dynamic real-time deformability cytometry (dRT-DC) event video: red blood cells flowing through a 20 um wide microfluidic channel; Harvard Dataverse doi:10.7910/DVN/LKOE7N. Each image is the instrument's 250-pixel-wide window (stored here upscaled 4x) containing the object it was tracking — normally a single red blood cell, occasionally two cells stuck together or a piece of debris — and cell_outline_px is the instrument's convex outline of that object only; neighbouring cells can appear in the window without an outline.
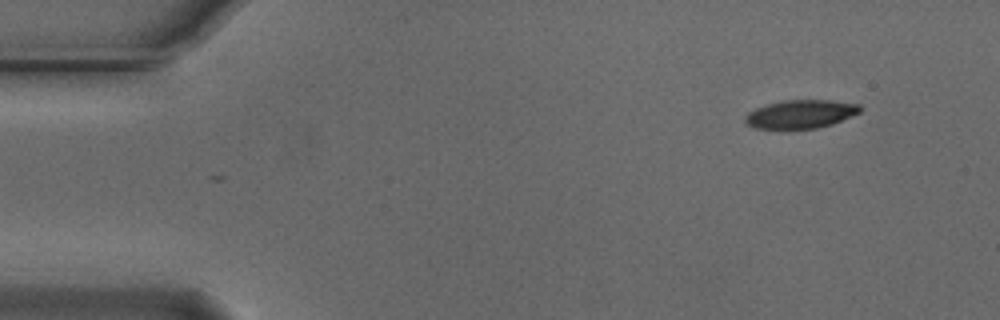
{"species": "Egyptian fruit bat (a non-hibernating species)", "species_latin": "Rousettus aegyptiacus", "temperature_condition": "cold", "stored_images_in_passage": 50, "camera_frame_rate_fps": 3000, "um_per_image_px": 0.085, "animal": {"sex": "male"}, "frame": {"image": 1, "passage_image": 1, "time_ms": 0.0, "image_size_px": [1000, 320], "cell_outline_px": [[860, 112], [832, 124], [816, 128], [756, 128], [748, 124], [744, 120], [744, 116], [748, 112], [756, 108], [780, 100], [832, 100], [860, 104]], "centroid_in_image_um": [68.05, 9.68], "position_along_channel_um": 16.9, "area_um2": 18.84}}
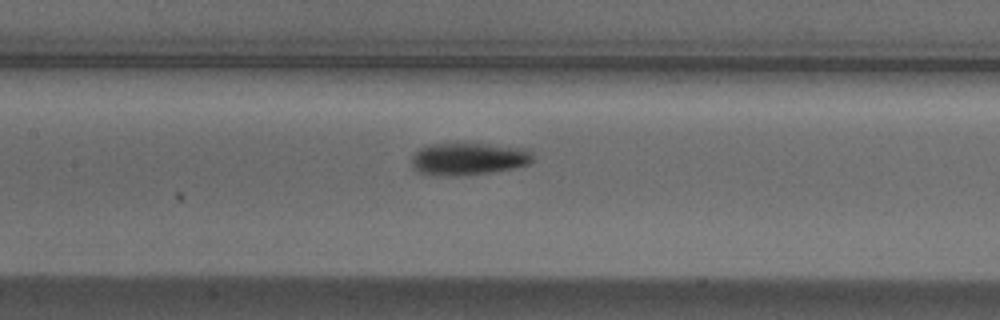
{"frame": {"image": 2, "passage_image": 21, "time_ms": 6.667, "image_size_px": [1000, 320], "cell_outline_px": [[532, 160], [528, 164], [512, 168], [488, 172], [456, 176], [420, 172], [412, 164], [412, 156], [420, 148], [428, 144], [484, 144], [528, 148], [532, 152]], "centroid_in_image_um": [39.85, 13.48], "position_along_channel_um": 167.5, "area_um2": 22.31}}
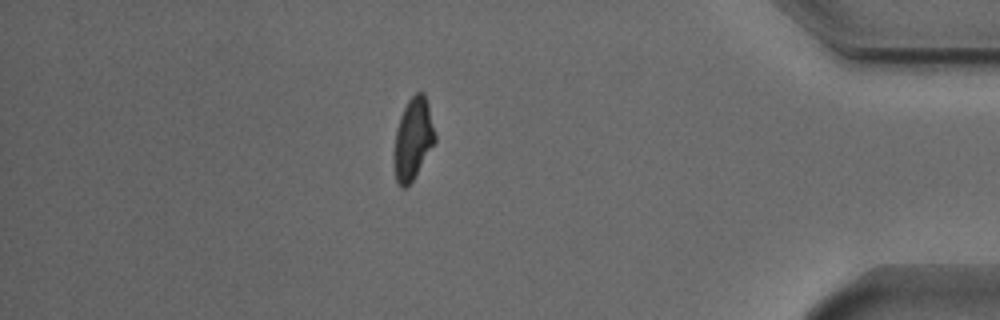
{"frame": {"image": 3, "passage_image": 43, "time_ms": 14.0, "image_size_px": [1000, 320], "cell_outline_px": [[436, 140], [412, 180], [404, 188], [400, 188], [396, 180], [392, 156], [392, 152], [396, 128], [400, 116], [408, 100], [416, 92], [424, 92], [428, 104], [436, 136]], "centroid_in_image_um": [35.07, 11.8], "position_along_channel_um": 400.1, "area_um2": 19.54}, "authors_computed_cell_mechanics": {"area_um2": 20.808, "velocity_mm_per_s": 3.7375, "shape_relaxation_time_tau1_ms": 3.1557, "shape_relaxation_time_tau2_ms": 7.1348, "deformation_change_tau1": 0.1605, "deformation_change_tau2": 0.148}}